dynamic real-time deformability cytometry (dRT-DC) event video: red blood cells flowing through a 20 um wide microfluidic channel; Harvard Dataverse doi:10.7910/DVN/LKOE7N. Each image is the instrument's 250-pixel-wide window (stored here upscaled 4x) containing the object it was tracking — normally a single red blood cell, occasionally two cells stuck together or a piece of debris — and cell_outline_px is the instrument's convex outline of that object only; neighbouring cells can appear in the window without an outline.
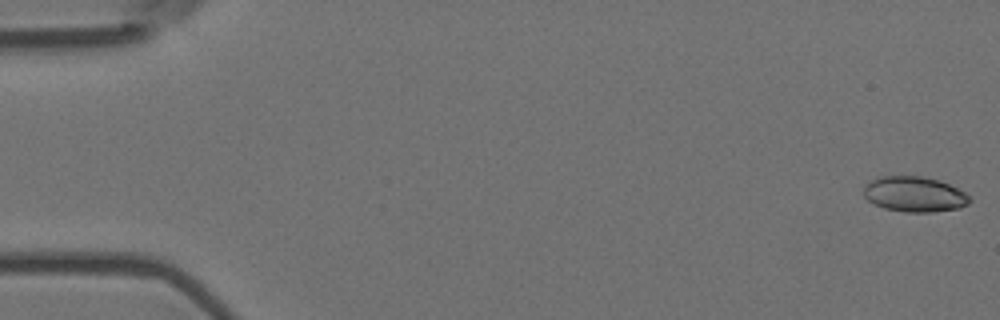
{"species": "Egyptian fruit bat (a non-hibernating species)", "species_latin": "Rousettus aegyptiacus", "temperature_condition": "room temperature", "stored_images_in_passage": 55, "camera_frame_rate_fps": 3000, "um_per_image_px": 0.085, "animal": {"sex": "female"}, "frame": {"image": 1, "passage_image": 1, "time_ms": 0.0, "image_size_px": [1000, 320], "cell_outline_px": [[972, 200], [968, 204], [960, 208], [932, 212], [904, 212], [884, 208], [868, 200], [864, 196], [864, 188], [872, 180], [880, 176], [920, 176], [940, 180], [964, 192]], "centroid_in_image_um": [77.75, 16.51], "position_along_channel_um": 7.3, "area_um2": 21.68}}
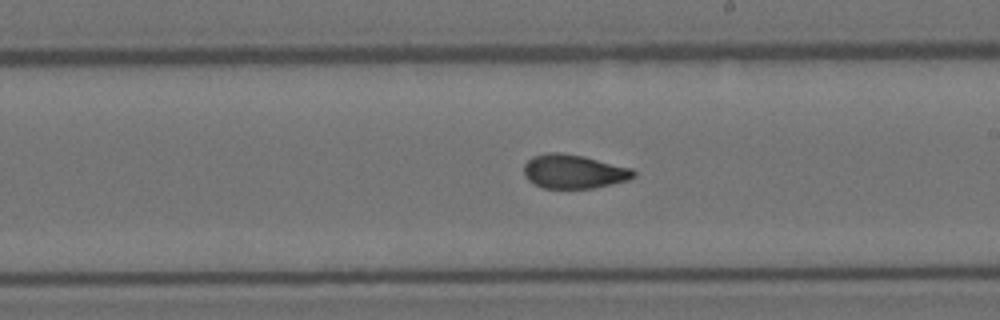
{"frame": {"image": 2, "passage_image": 32, "time_ms": 10.333, "image_size_px": [1000, 320], "cell_outline_px": [[636, 176], [628, 180], [596, 188], [540, 188], [528, 180], [524, 176], [524, 164], [532, 156], [548, 152], [560, 152], [584, 156], [632, 168], [636, 172]], "centroid_in_image_um": [48.76, 14.58], "position_along_channel_um": 240.2, "area_um2": 21.96}}
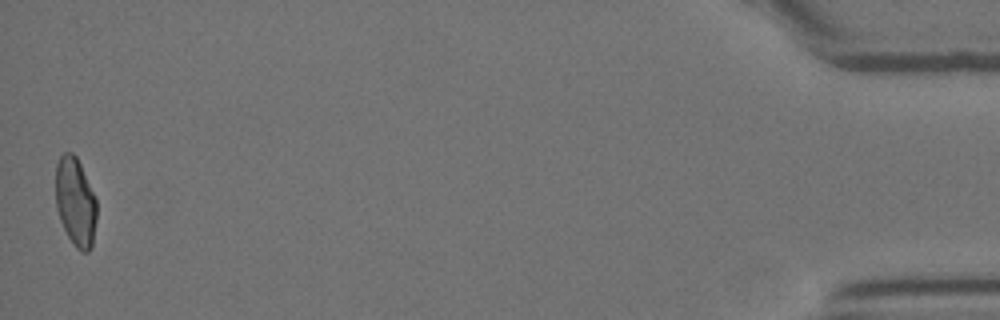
{"frame": {"image": 3, "passage_image": 55, "time_ms": 18.0, "image_size_px": [1000, 320], "cell_outline_px": [[96, 220], [92, 248], [88, 252], [80, 252], [76, 248], [68, 236], [60, 220], [56, 208], [56, 164], [60, 156], [64, 152], [72, 152], [76, 156], [80, 164], [96, 200]], "centroid_in_image_um": [6.41, 17.19], "position_along_channel_um": 428.8, "area_um2": 21.15}, "authors_computed_cell_mechanics": {"area_um2": 21.5594, "velocity_mm_per_s": 3.6722, "shape_relaxation_time_tau1_ms": null, "shape_relaxation_time_tau2_ms": 1.7174, "deformation_change_tau1": null, "deformation_change_tau2": 0.0785}}